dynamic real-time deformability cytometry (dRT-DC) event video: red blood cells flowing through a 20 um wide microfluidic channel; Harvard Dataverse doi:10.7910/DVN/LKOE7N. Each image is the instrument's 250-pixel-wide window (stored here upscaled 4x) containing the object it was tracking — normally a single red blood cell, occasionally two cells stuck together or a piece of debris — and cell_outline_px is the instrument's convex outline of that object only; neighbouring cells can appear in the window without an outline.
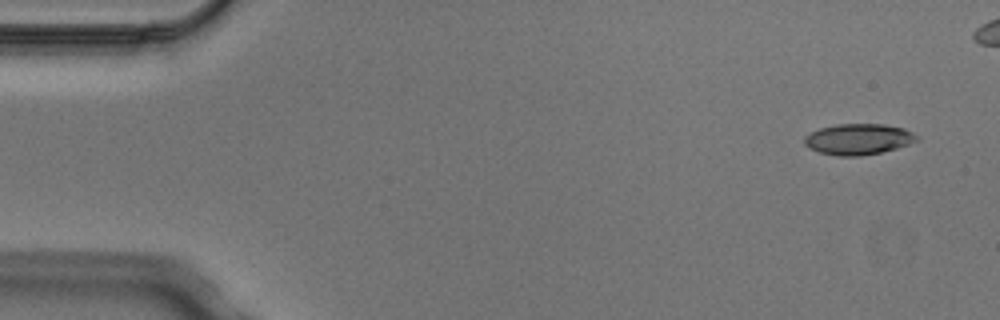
{"species": "Egyptian fruit bat (a non-hibernating species)", "species_latin": "Rousettus aegyptiacus", "temperature_condition": "cold", "stored_images_in_passage": 5, "camera_frame_rate_fps": 3000, "um_per_image_px": 0.085, "animal": {"sex": "male"}, "frame": {"image": 1, "passage_image": 1, "time_ms": 0.0, "image_size_px": [1000, 320], "cell_outline_px": [[920, 140], [896, 148], [880, 152], [860, 156], [836, 156], [820, 152], [804, 144], [804, 136], [820, 128], [836, 124], [884, 124], [904, 128], [920, 136]], "centroid_in_image_um": [72.99, 11.82], "position_along_channel_um": 12.0, "area_um2": 20.23}}